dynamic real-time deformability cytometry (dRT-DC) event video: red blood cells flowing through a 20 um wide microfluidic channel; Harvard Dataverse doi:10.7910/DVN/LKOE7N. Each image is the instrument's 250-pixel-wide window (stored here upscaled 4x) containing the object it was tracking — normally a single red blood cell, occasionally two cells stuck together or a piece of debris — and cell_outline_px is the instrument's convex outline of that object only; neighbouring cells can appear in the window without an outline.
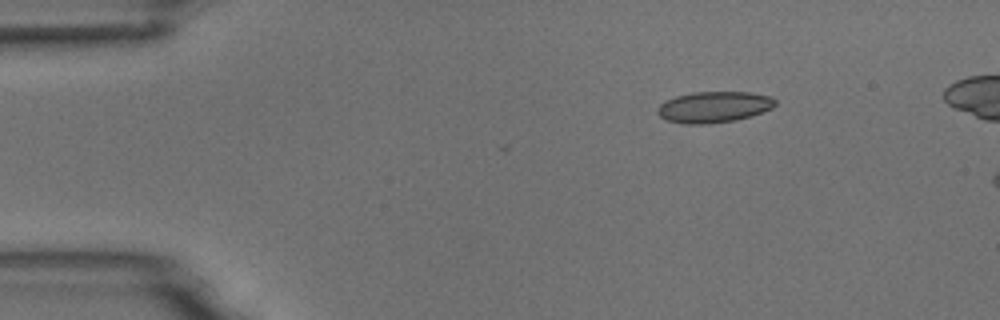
{"species": "common noctule bat (a hibernating species)", "species_latin": "Nyctalus noctula", "temperature_condition": "room temperature", "stored_images_in_passage": 4, "camera_frame_rate_fps": 3000, "um_per_image_px": 0.085, "animal": {"sex": "male", "body_mass_g": 18.8}, "frame": {"image": 1, "passage_image": 2, "time_ms": 2.0, "image_size_px": [1000, 320], "cell_outline_px": [[776, 104], [772, 108], [752, 116], [736, 120], [708, 124], [684, 124], [668, 120], [660, 116], [656, 112], [656, 108], [660, 104], [676, 96], [692, 92], [752, 92], [772, 96], [776, 100]], "centroid_in_image_um": [60.71, 9.09], "position_along_channel_um": 24.3, "area_um2": 21.5}}